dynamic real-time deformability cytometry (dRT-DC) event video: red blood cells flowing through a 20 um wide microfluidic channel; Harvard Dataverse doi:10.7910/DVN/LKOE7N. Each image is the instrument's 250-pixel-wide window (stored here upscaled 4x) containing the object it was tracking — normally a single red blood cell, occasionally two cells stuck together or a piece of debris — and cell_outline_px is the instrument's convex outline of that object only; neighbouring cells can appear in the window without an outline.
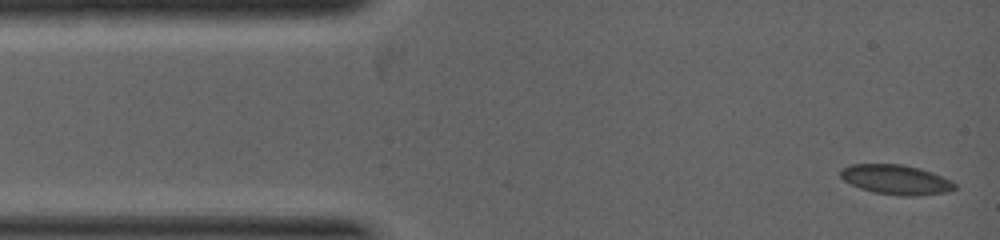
{"species": "common noctule bat (a hibernating species)", "species_latin": "Nyctalus noctula", "temperature_condition": "warm", "stored_images_in_passage": 6, "camera_frame_rate_fps": 5000, "um_per_image_px": 0.085, "animal": {"sex": "female", "body_mass_g": 19.0, "forearm_length_mm": 53.3}, "frame": {"image": 1, "passage_image": 1, "time_ms": 0.0, "image_size_px": [1000, 240], "cell_outline_px": [[956, 188], [944, 192], [916, 196], [900, 196], [876, 192], [860, 188], [844, 180], [840, 176], [840, 168], [852, 164], [900, 164], [920, 168], [932, 172], [952, 180], [956, 184]], "centroid_in_image_um": [76.16, 15.26], "position_along_channel_um": 8.8, "area_um2": 19.71}}
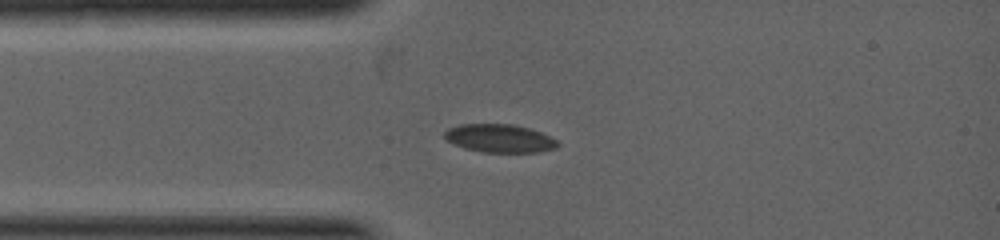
{"frame": {"image": 2, "passage_image": 4, "time_ms": 1.4, "image_size_px": [1000, 240], "cell_outline_px": [[560, 144], [556, 148], [540, 152], [484, 152], [464, 148], [452, 144], [444, 140], [444, 132], [448, 128], [460, 124], [512, 124], [528, 128], [540, 132], [556, 140]], "centroid_in_image_um": [42.42, 11.76], "position_along_channel_um": 42.6, "area_um2": 18.67}}
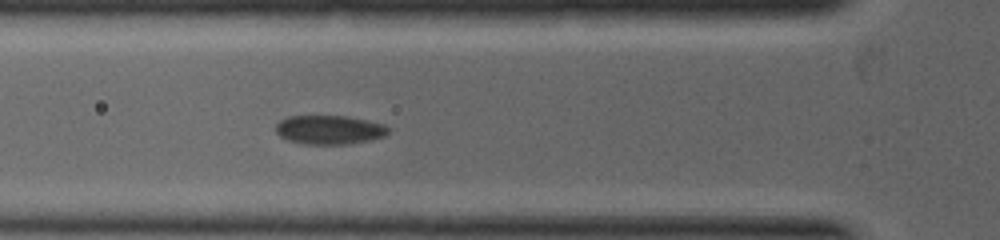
{"frame": {"image": 3, "passage_image": 6, "time_ms": 2.2, "image_size_px": [1000, 240], "cell_outline_px": [[388, 132], [384, 136], [368, 140], [348, 144], [308, 144], [288, 140], [280, 136], [276, 132], [276, 124], [280, 120], [288, 116], [348, 116], [384, 124], [388, 128]], "centroid_in_image_um": [27.98, 11.02], "position_along_channel_um": 97.8, "area_um2": 18.84}}